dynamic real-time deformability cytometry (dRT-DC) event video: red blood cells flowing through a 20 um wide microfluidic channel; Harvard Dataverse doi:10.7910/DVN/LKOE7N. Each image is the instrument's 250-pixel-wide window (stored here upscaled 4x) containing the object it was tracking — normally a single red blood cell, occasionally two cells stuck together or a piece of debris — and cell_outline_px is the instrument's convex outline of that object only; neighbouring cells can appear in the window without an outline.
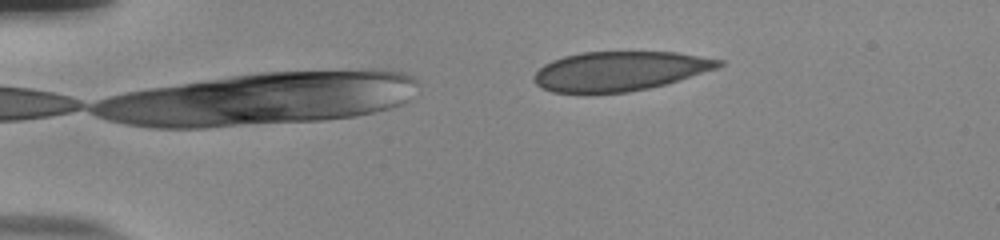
{"species": "human", "species_latin": "Homo sapiens", "temperature_condition": "room temperature", "stored_images_in_passage": 39, "camera_frame_rate_fps": 3000, "um_per_image_px": 0.085, "donor": {"sex": "male"}, "frame": {"image": 1, "passage_image": 1, "time_ms": 0.0, "image_size_px": [1000, 240], "cell_outline_px": [[724, 64], [720, 68], [664, 84], [648, 88], [628, 92], [552, 92], [540, 88], [532, 80], [532, 76], [544, 64], [552, 60], [564, 56], [584, 52], [676, 52], [724, 60]], "centroid_in_image_um": [52.67, 6.03], "position_along_channel_um": 32.3, "area_um2": 42.31}}
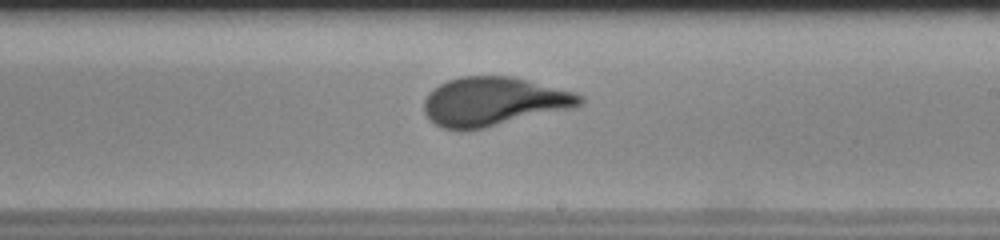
{"frame": {"image": 2, "passage_image": 23, "time_ms": 7.333, "image_size_px": [1000, 240], "cell_outline_px": [[584, 104], [576, 108], [484, 128], [464, 132], [460, 132], [444, 128], [436, 124], [424, 112], [424, 100], [428, 92], [440, 84], [448, 80], [460, 76], [512, 76], [576, 92], [584, 96]], "centroid_in_image_um": [42.0, 8.64], "position_along_channel_um": 247.0, "area_um2": 44.97}}
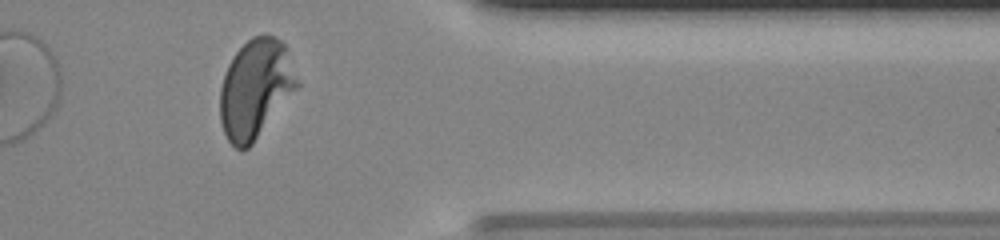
{"frame": {"image": 3, "passage_image": 35, "time_ms": 11.333, "image_size_px": [1000, 240], "cell_outline_px": [[300, 84], [252, 144], [248, 148], [236, 148], [228, 140], [224, 132], [220, 120], [220, 88], [228, 64], [236, 52], [252, 36], [276, 36], [284, 44]], "centroid_in_image_um": [21.7, 7.54], "position_along_channel_um": 389.7, "area_um2": 43.7}, "authors_computed_cell_mechanics": {"area_um2": 44.1014, "velocity_mm_per_s": 3.8517, "shape_relaxation_time_tau1_ms": 5.779, "shape_relaxation_time_tau2_ms": null, "deformation_change_tau1": 0.2046, "deformation_change_tau2": null}}